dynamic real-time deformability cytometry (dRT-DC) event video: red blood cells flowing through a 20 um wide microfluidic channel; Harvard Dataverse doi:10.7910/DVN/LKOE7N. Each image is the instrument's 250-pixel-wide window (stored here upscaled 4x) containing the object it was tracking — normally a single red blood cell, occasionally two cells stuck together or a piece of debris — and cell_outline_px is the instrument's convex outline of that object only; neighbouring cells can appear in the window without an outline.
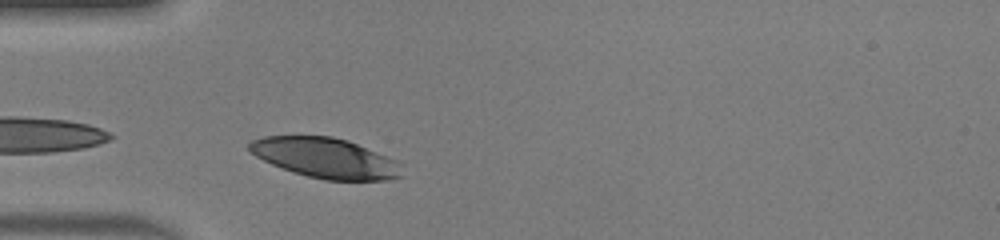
{"species": "human", "species_latin": "Homo sapiens", "temperature_condition": "warm", "stored_images_in_passage": 7, "camera_frame_rate_fps": 3000, "um_per_image_px": 0.085, "donor": {"sex": "male"}, "frame": {"image": 1, "passage_image": 1, "time_ms": 0.0, "image_size_px": [1000, 240], "cell_outline_px": [[404, 176], [384, 180], [324, 180], [292, 172], [272, 164], [256, 156], [248, 148], [248, 144], [252, 140], [264, 136], [332, 136], [348, 140], [396, 160]], "centroid_in_image_um": [27.65, 13.42], "position_along_channel_um": 57.3, "area_um2": 35.43}}
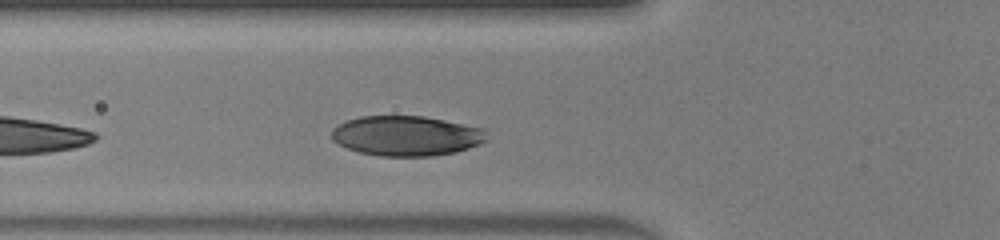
{"frame": {"image": 2, "passage_image": 4, "time_ms": 1.0, "image_size_px": [1000, 240], "cell_outline_px": [[488, 140], [480, 144], [456, 152], [432, 156], [380, 156], [360, 152], [348, 148], [332, 140], [332, 128], [348, 120], [360, 116], [424, 116], [484, 128]], "centroid_in_image_um": [34.57, 11.54], "position_along_channel_um": 91.2, "area_um2": 36.13}}